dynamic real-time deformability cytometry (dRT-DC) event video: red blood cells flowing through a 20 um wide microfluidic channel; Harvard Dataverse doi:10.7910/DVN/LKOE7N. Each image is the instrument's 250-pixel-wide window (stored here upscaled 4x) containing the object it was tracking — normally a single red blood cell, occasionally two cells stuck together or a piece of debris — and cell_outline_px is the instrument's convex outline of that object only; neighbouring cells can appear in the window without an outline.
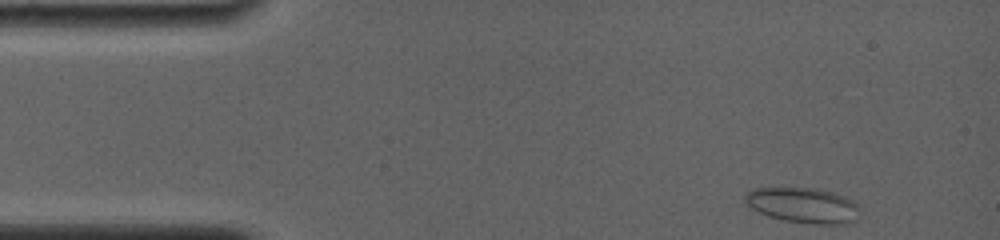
{"species": "common noctule bat (a hibernating species)", "species_latin": "Nyctalus noctula", "temperature_condition": "room temperature", "stored_images_in_passage": 57, "camera_frame_rate_fps": 4000, "um_per_image_px": 0.085, "animal": {"sex": "female", "body_mass_g": 19.0, "forearm_length_mm": 56.7}, "frame": {"image": 1, "passage_image": 1, "time_ms": 0.0, "image_size_px": [1000, 240], "cell_outline_px": [[856, 220], [844, 224], [812, 224], [784, 220], [768, 216], [752, 208], [744, 200], [744, 196], [748, 192], [756, 188], [816, 188], [832, 192], [856, 200]], "centroid_in_image_um": [68.27, 17.44], "position_along_channel_um": 16.7, "area_um2": 23.41}}
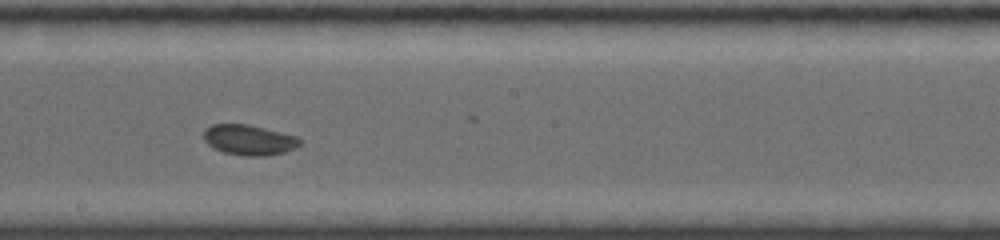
{"frame": {"image": 2, "passage_image": 38, "time_ms": 7.75, "image_size_px": [1000, 240], "cell_outline_px": [[300, 144], [296, 148], [284, 152], [264, 156], [244, 156], [224, 152], [208, 144], [204, 140], [204, 128], [212, 124], [248, 124], [296, 136], [300, 140]], "centroid_in_image_um": [21.15, 11.89], "position_along_channel_um": 227.0, "area_um2": 16.88}}
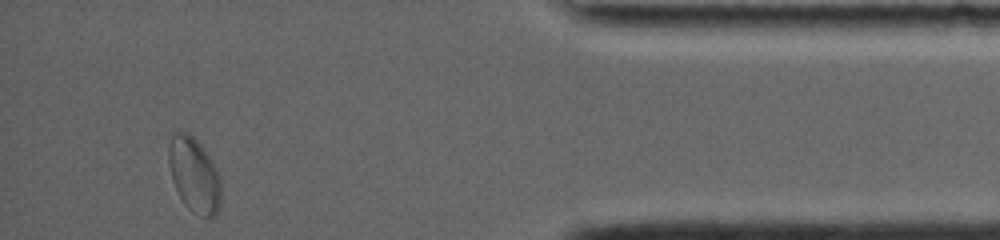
{"frame": {"image": 3, "passage_image": 57, "time_ms": 13.75, "image_size_px": [1000, 240], "cell_outline_px": [[220, 208], [216, 216], [212, 220], [208, 220], [200, 216], [184, 204], [172, 180], [168, 164], [168, 148], [172, 132], [188, 132], [200, 144], [212, 160], [220, 176]], "centroid_in_image_um": [16.51, 14.89], "position_along_channel_um": 418.7, "area_um2": 23.12}, "authors_computed_cell_mechanics": {"area_um2": 17.2822, "velocity_mm_per_s": 3.7734, "shape_relaxation_time_tau1_ms": 6.5613, "shape_relaxation_time_tau2_ms": 1.0559, "deformation_change_tau1": 0.1043, "deformation_change_tau2": 0.0407}}